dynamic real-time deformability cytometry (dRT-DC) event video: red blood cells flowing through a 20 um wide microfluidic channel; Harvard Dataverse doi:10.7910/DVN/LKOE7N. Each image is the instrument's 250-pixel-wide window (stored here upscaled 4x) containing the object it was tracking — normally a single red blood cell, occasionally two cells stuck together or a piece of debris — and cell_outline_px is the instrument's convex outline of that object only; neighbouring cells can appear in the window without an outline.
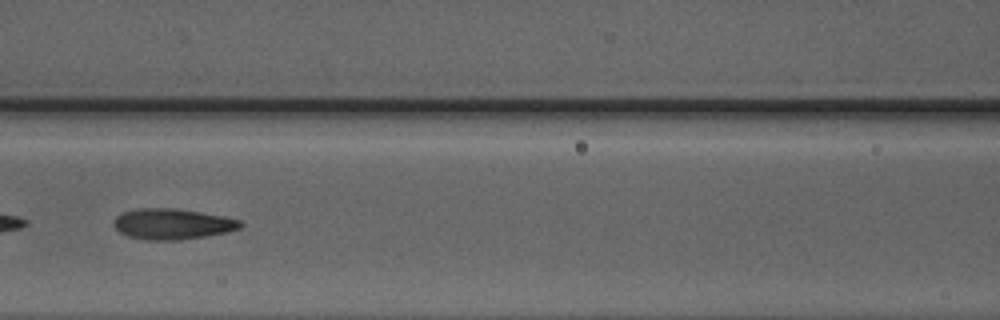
{"species": "Egyptian fruit bat (a non-hibernating species)", "species_latin": "Rousettus aegyptiacus", "temperature_condition": "warm", "stored_images_in_passage": 51, "camera_frame_rate_fps": 3000, "um_per_image_px": 0.085, "animal": {"sex": "male"}, "frame": {"image": 1, "passage_image": 22, "time_ms": 7.0, "image_size_px": [1000, 320], "cell_outline_px": [[244, 224], [240, 228], [228, 232], [208, 236], [176, 240], [148, 240], [128, 236], [120, 232], [112, 224], [116, 216], [120, 212], [136, 208], [176, 208], [224, 216], [240, 220]], "centroid_in_image_um": [14.65, 19.03], "position_along_channel_um": 152.0, "area_um2": 22.89}}